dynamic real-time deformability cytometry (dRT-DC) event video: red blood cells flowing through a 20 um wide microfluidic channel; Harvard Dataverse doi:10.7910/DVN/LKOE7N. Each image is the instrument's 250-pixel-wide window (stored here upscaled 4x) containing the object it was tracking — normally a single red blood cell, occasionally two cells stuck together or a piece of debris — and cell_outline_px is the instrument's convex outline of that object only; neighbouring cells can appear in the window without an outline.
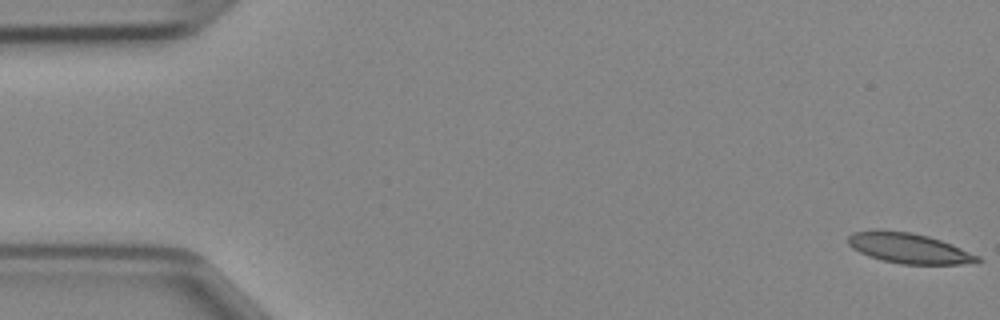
{"species": "Egyptian fruit bat (a non-hibernating species)", "species_latin": "Rousettus aegyptiacus", "temperature_condition": "cold", "stored_images_in_passage": 47, "camera_frame_rate_fps": 3000, "um_per_image_px": 0.085, "animal": {"sex": "female"}, "frame": {"image": 1, "passage_image": 1, "time_ms": 0.0, "image_size_px": [1000, 320], "cell_outline_px": [[980, 260], [960, 264], [900, 264], [868, 256], [852, 248], [848, 244], [848, 236], [852, 232], [872, 228], [912, 232], [928, 236], [952, 244], [980, 256]], "centroid_in_image_um": [77.18, 21.06], "position_along_channel_um": 7.8, "area_um2": 22.95}}
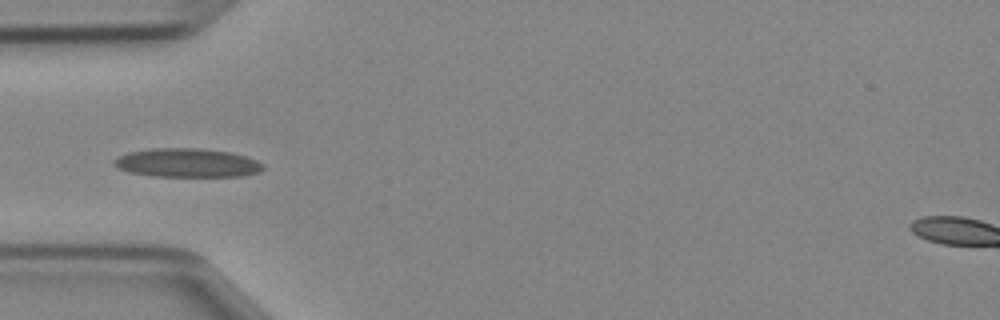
{"frame": {"image": 2, "passage_image": 15, "time_ms": 4.667, "image_size_px": [1000, 320], "cell_outline_px": [[264, 168], [260, 172], [240, 176], [152, 176], [128, 172], [112, 164], [112, 160], [116, 156], [128, 152], [156, 148], [200, 148], [228, 152], [244, 156], [256, 160], [264, 164]], "centroid_in_image_um": [15.87, 13.84], "position_along_channel_um": 69.1, "area_um2": 25.03}}
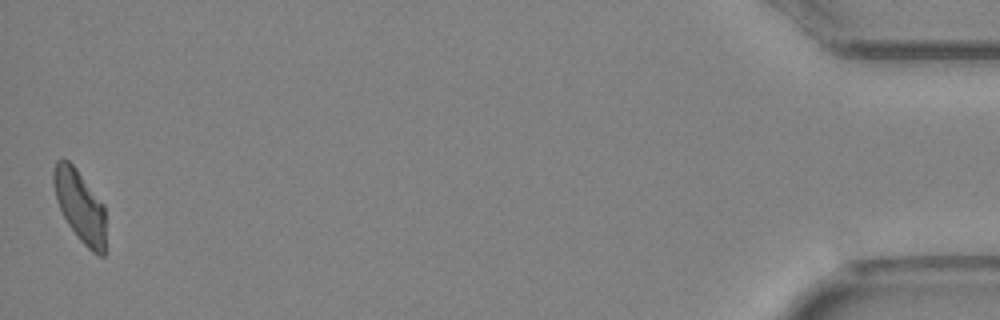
{"frame": {"image": 3, "passage_image": 47, "time_ms": 15.333, "image_size_px": [1000, 320], "cell_outline_px": [[104, 256], [100, 256], [92, 252], [80, 240], [68, 224], [56, 200], [52, 184], [52, 172], [56, 160], [68, 160], [76, 168], [104, 204]], "centroid_in_image_um": [6.77, 17.48], "position_along_channel_um": 428.4, "area_um2": 21.68}}